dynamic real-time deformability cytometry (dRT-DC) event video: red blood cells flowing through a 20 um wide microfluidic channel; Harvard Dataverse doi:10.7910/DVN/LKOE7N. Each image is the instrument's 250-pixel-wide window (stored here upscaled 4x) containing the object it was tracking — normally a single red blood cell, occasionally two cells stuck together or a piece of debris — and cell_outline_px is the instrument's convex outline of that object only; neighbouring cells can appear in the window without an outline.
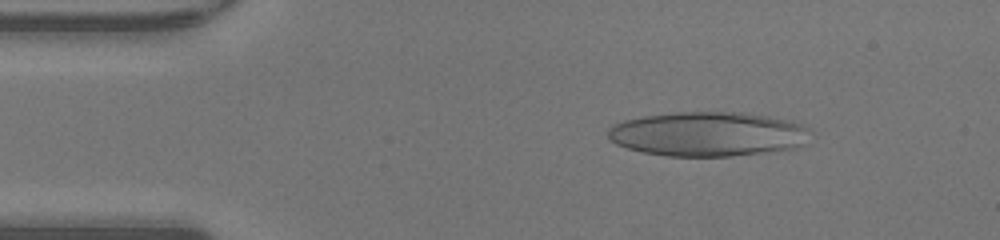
{"species": "human", "species_latin": "Homo sapiens", "temperature_condition": "warm", "stored_images_in_passage": 47, "camera_frame_rate_fps": 3000, "um_per_image_px": 0.085, "donor": {"sex": "male"}, "frame": {"image": 1, "passage_image": 7, "time_ms": 2.0, "image_size_px": [1000, 240], "cell_outline_px": [[804, 128], [800, 144], [796, 148], [732, 156], [668, 156], [644, 152], [628, 148], [616, 144], [608, 136], [608, 132], [616, 124], [628, 120], [648, 116], [684, 112], [732, 112], [760, 116], [780, 120], [796, 124]], "centroid_in_image_um": [60.04, 11.42], "position_along_channel_um": 25.0, "area_um2": 50.34}}
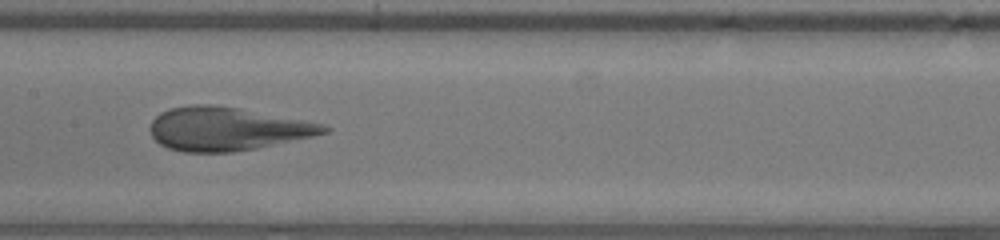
{"frame": {"image": 2, "passage_image": 23, "time_ms": 7.333, "image_size_px": [1000, 240], "cell_outline_px": [[332, 128], [328, 132], [312, 136], [256, 148], [232, 152], [184, 152], [168, 148], [160, 144], [152, 136], [148, 128], [152, 120], [160, 112], [168, 108], [192, 104], [212, 104], [240, 108], [324, 124]], "centroid_in_image_um": [19.24, 10.94], "position_along_channel_um": 188.2, "area_um2": 43.93}}
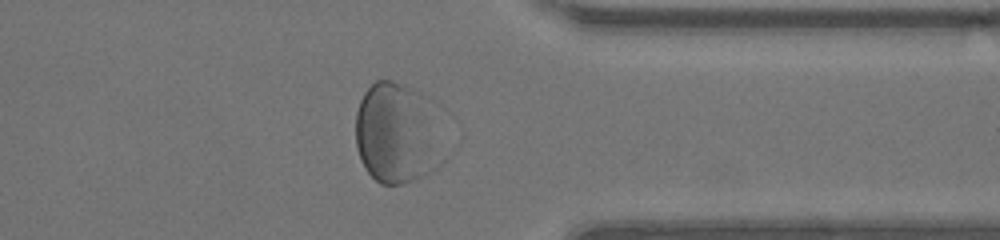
{"frame": {"image": 3, "passage_image": 37, "time_ms": 12.0, "image_size_px": [1000, 240], "cell_outline_px": [[432, 168], [428, 172], [412, 180], [400, 184], [380, 184], [368, 172], [360, 160], [356, 144], [356, 112], [360, 100], [364, 92], [376, 80], [392, 80], [412, 92]], "centroid_in_image_um": [33.21, 11.42], "position_along_channel_um": 378.2, "area_um2": 43.29}}